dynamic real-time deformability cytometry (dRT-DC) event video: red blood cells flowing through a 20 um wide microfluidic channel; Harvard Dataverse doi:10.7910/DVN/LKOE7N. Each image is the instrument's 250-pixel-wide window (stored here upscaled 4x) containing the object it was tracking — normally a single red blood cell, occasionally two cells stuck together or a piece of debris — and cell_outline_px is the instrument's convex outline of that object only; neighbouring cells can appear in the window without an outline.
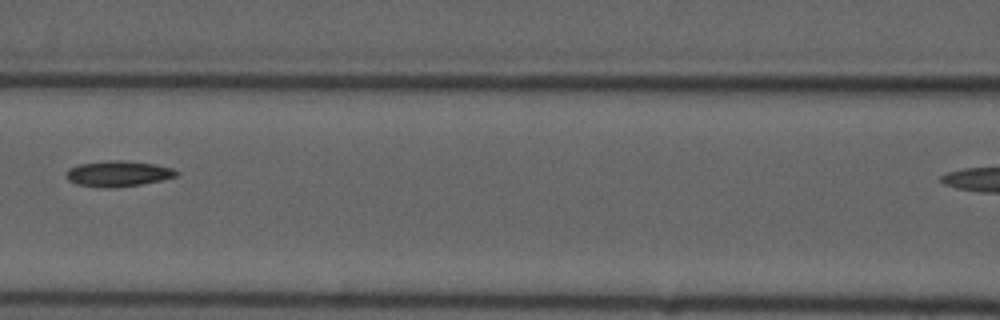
{"species": "common noctule bat (a hibernating species)", "species_latin": "Nyctalus noctula", "temperature_condition": "cold", "stored_images_in_passage": 8, "segment_of_instrument_passage": [1, 2], "camera_frame_rate_fps": 3000, "um_per_image_px": 0.085, "animal": {"sex": "male", "forearm_length_mm": 52.5}, "frame": {"image": 1, "passage_image": 4, "time_ms": 3.667, "image_size_px": [1000, 320], "cell_outline_px": [[180, 172], [176, 176], [160, 180], [140, 184], [108, 188], [104, 188], [76, 184], [68, 180], [68, 168], [80, 164], [108, 160], [120, 160], [152, 164], [172, 168]], "centroid_in_image_um": [10.03, 14.76], "position_along_channel_um": 156.6, "area_um2": 16.18}}
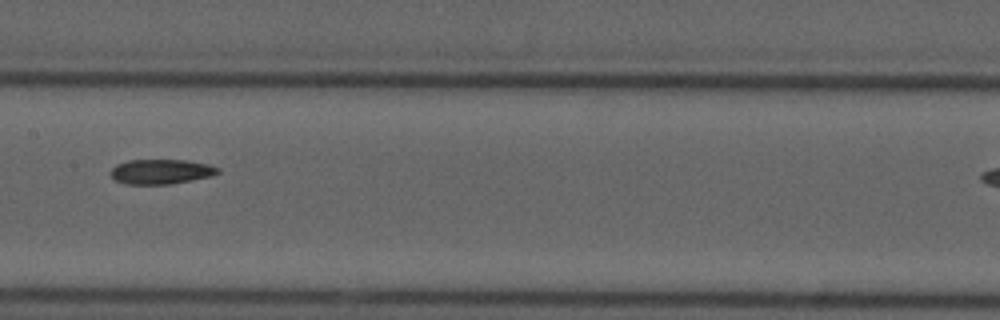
{"frame": {"image": 2, "passage_image": 5, "time_ms": 4.667, "image_size_px": [1000, 320], "cell_outline_px": [[220, 172], [212, 176], [192, 180], [168, 184], [124, 184], [116, 180], [112, 176], [112, 168], [116, 164], [128, 160], [188, 160], [208, 164], [220, 168]], "centroid_in_image_um": [13.72, 14.58], "position_along_channel_um": 193.7, "area_um2": 15.49}}
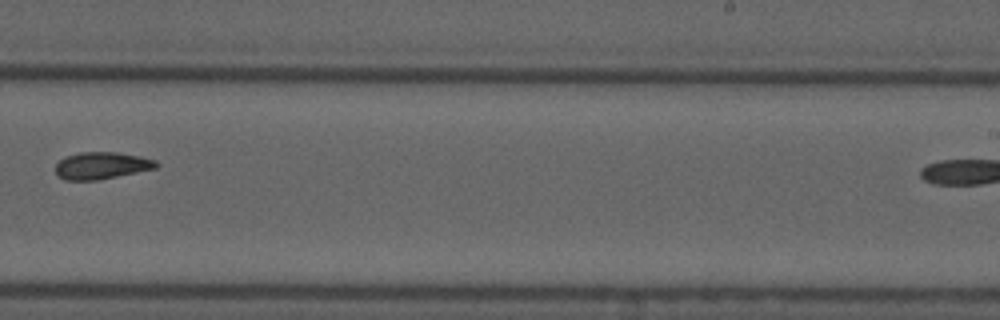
{"frame": {"image": 3, "passage_image": 7, "time_ms": 7.0, "image_size_px": [1000, 320], "cell_outline_px": [[160, 164], [156, 168], [96, 180], [64, 180], [56, 176], [56, 164], [64, 156], [80, 152], [116, 152], [140, 156], [156, 160]], "centroid_in_image_um": [8.61, 14.07], "position_along_channel_um": 280.4, "area_um2": 15.9}}